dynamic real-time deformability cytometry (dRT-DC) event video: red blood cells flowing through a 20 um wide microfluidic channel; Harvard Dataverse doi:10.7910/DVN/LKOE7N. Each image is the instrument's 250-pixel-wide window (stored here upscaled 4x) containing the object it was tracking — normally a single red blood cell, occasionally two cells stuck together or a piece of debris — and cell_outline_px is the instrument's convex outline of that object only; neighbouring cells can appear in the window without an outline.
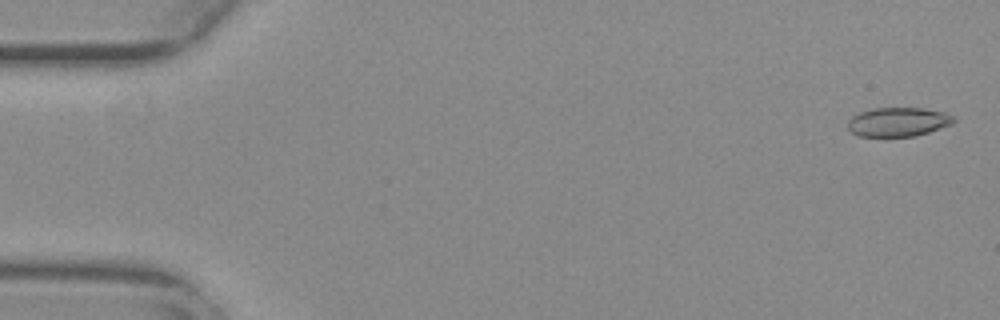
{"species": "common noctule bat (a hibernating species)", "species_latin": "Nyctalus noctula", "temperature_condition": "warm", "stored_images_in_passage": 56, "camera_frame_rate_fps": 3000, "um_per_image_px": 0.085, "animal": {"sex": "female", "body_mass_g": 29.2, "forearm_length_mm": 56.3}, "frame": {"image": 1, "passage_image": 2, "time_ms": 0.333, "image_size_px": [1000, 320], "cell_outline_px": [[956, 120], [952, 124], [916, 136], [860, 136], [852, 132], [848, 128], [848, 120], [852, 116], [860, 112], [872, 108], [924, 108], [944, 112], [956, 116]], "centroid_in_image_um": [76.37, 10.35], "position_along_channel_um": 8.6, "area_um2": 17.98}}
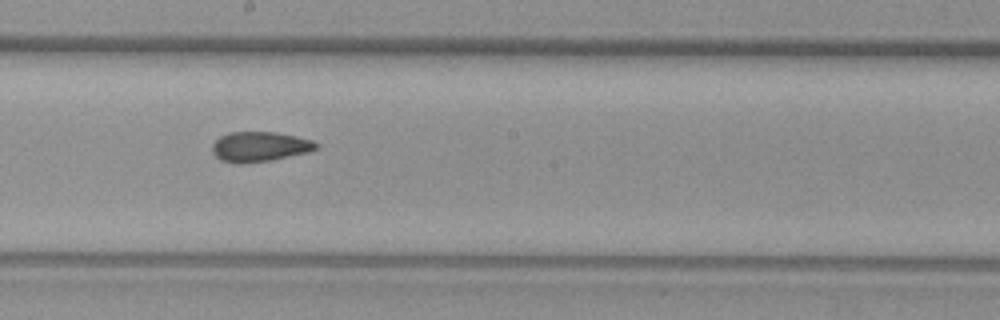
{"frame": {"image": 2, "passage_image": 31, "time_ms": 10.0, "image_size_px": [1000, 320], "cell_outline_px": [[320, 144], [316, 148], [308, 152], [272, 160], [244, 164], [240, 164], [220, 160], [212, 152], [212, 144], [220, 136], [228, 132], [276, 132], [296, 136], [312, 140]], "centroid_in_image_um": [22.06, 12.47], "position_along_channel_um": 226.1, "area_um2": 18.26}}
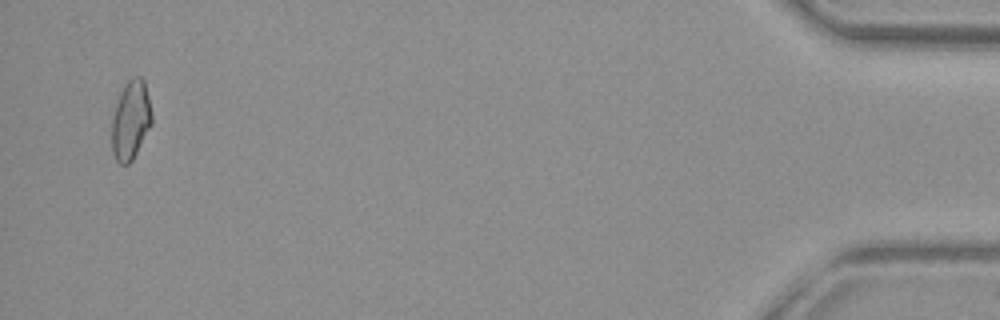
{"frame": {"image": 3, "passage_image": 54, "time_ms": 17.667, "image_size_px": [1000, 320], "cell_outline_px": [[152, 124], [132, 160], [128, 164], [120, 164], [116, 160], [112, 152], [112, 116], [116, 100], [124, 84], [132, 76], [140, 76], [144, 80], [152, 112]], "centroid_in_image_um": [11.1, 10.18], "position_along_channel_um": 424.1, "area_um2": 18.61}, "authors_computed_cell_mechanics": {"area_um2": 18.3226, "velocity_mm_per_s": 3.7557, "shape_relaxation_time_tau1_ms": null, "shape_relaxation_time_tau2_ms": 3.0863, "deformation_change_tau1": null, "deformation_change_tau2": 0.0799}}